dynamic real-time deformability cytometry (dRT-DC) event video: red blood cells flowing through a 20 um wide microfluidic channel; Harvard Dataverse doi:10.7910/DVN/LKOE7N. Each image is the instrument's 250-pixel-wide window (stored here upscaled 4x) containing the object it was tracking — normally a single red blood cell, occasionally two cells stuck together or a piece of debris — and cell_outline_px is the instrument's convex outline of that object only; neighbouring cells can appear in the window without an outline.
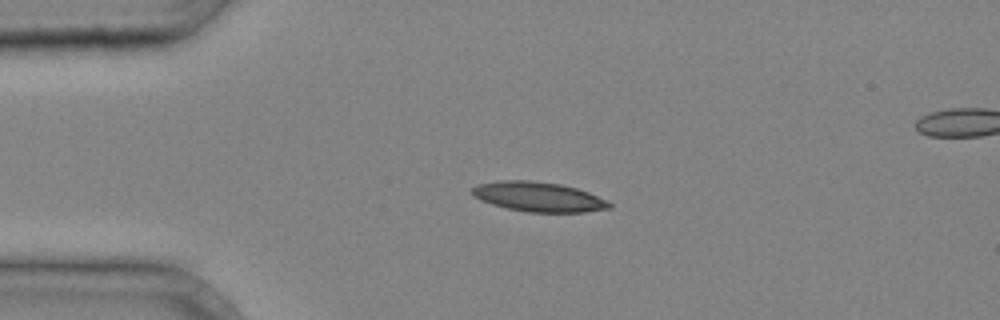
{"species": "common noctule bat (a hibernating species)", "species_latin": "Nyctalus noctula", "temperature_condition": "cold", "stored_images_in_passage": 2, "segment_of_instrument_passage": [1, 2], "camera_frame_rate_fps": 3000, "um_per_image_px": 0.085, "animal": {"sex": "male", "body_mass_g": 20.4}, "frame": {"image": 1, "passage_image": 1, "time_ms": 0.0, "image_size_px": [1000, 320], "cell_outline_px": [[612, 208], [584, 212], [528, 212], [508, 208], [492, 204], [480, 200], [472, 196], [472, 188], [480, 184], [500, 180], [532, 180], [560, 184], [576, 188], [588, 192], [608, 200], [612, 204]], "centroid_in_image_um": [45.79, 16.73], "position_along_channel_um": 39.2, "area_um2": 23.76}}